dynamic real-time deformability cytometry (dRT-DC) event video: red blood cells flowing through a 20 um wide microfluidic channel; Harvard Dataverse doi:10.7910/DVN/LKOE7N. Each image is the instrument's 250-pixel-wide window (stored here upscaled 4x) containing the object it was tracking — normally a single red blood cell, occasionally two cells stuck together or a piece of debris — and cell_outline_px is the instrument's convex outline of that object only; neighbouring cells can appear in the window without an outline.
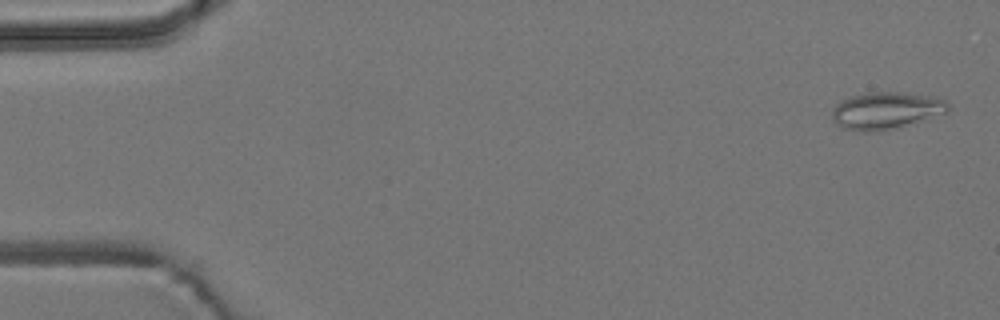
{"species": "common noctule bat (a hibernating species)", "species_latin": "Nyctalus noctula", "temperature_condition": "room temperature", "stored_images_in_passage": 4, "camera_frame_rate_fps": 3000, "um_per_image_px": 0.085, "animal": {"sex": "male", "body_mass_g": 19.2, "forearm_length_mm": 51.8}, "frame": {"image": 1, "passage_image": 1, "time_ms": 0.0, "image_size_px": [1000, 320], "cell_outline_px": [[948, 112], [896, 128], [876, 132], [860, 132], [844, 128], [836, 124], [832, 120], [832, 108], [840, 100], [852, 96], [868, 92], [904, 92], [932, 96], [944, 100], [948, 104]], "centroid_in_image_um": [75.27, 9.4], "position_along_channel_um": 9.7, "area_um2": 25.2}}